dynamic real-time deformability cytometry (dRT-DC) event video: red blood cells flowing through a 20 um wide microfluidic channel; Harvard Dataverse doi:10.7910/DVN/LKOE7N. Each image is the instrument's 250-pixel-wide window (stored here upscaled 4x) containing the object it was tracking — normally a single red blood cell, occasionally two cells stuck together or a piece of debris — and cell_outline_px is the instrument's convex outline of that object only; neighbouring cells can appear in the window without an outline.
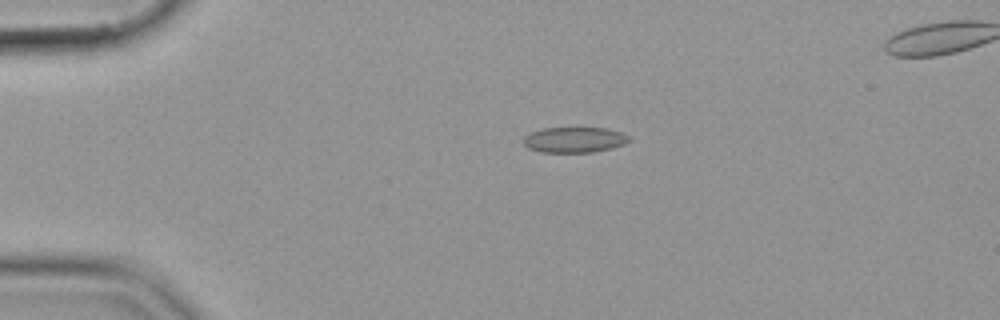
{"species": "common noctule bat (a hibernating species)", "species_latin": "Nyctalus noctula", "temperature_condition": "cold", "stored_images_in_passage": 44, "camera_frame_rate_fps": 3000, "um_per_image_px": 0.085, "animal": {"sex": "female", "body_mass_g": 19.9}, "frame": {"image": 1, "passage_image": 1, "time_ms": 0.0, "image_size_px": [1000, 320], "cell_outline_px": [[632, 140], [624, 144], [612, 148], [592, 152], [540, 152], [528, 148], [524, 144], [524, 136], [532, 132], [544, 128], [608, 128], [620, 132], [628, 136]], "centroid_in_image_um": [48.84, 11.88], "position_along_channel_um": 36.2, "area_um2": 15.66}}
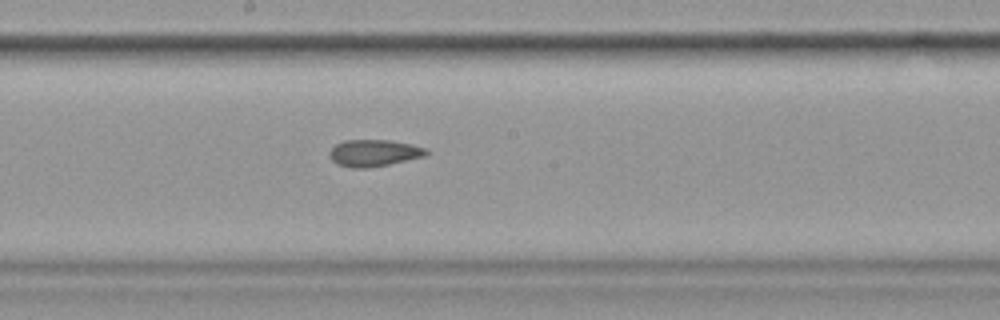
{"frame": {"image": 2, "passage_image": 19, "time_ms": 6.0, "image_size_px": [1000, 320], "cell_outline_px": [[432, 152], [424, 156], [388, 164], [368, 168], [352, 168], [336, 164], [328, 156], [328, 152], [336, 144], [344, 140], [388, 140], [412, 144], [428, 148]], "centroid_in_image_um": [31.79, 13.0], "position_along_channel_um": 216.4, "area_um2": 15.26}}
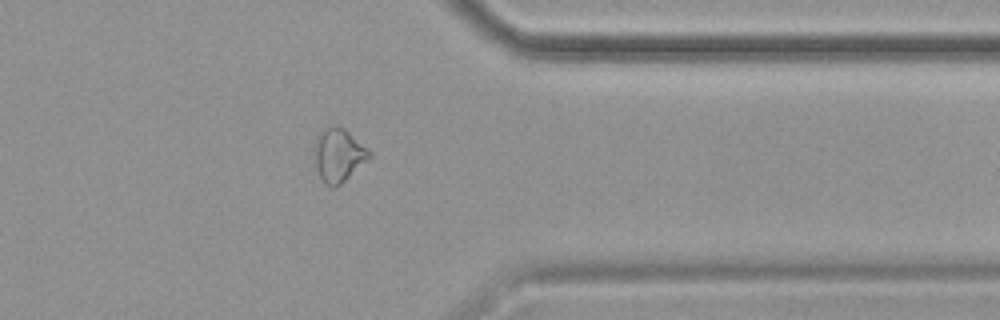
{"frame": {"image": 3, "passage_image": 33, "time_ms": 10.667, "image_size_px": [1000, 320], "cell_outline_px": [[372, 156], [336, 188], [332, 188], [324, 184], [316, 168], [316, 136], [324, 128], [332, 124], [344, 128], [368, 148], [372, 152]], "centroid_in_image_um": [28.8, 13.18], "position_along_channel_um": 382.6, "area_um2": 16.99}}